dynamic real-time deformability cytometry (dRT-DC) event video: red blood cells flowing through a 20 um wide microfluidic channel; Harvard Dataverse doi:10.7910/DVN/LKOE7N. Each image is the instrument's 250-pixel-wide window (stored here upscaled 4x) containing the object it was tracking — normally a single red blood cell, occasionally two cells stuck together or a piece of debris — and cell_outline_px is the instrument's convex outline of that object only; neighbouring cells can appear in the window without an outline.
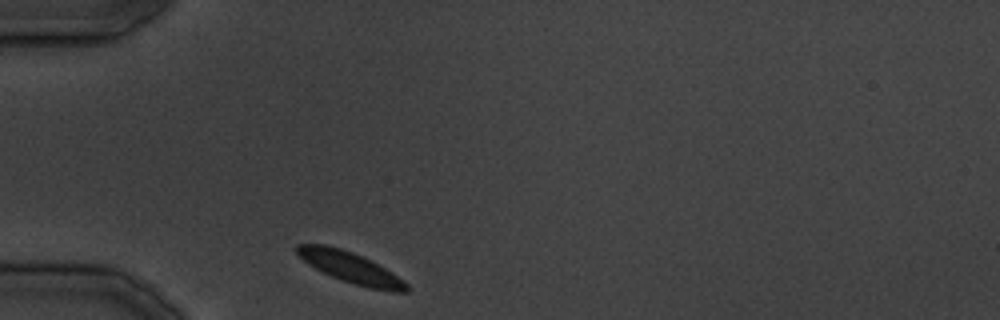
{"species": "common noctule bat (a hibernating species)", "species_latin": "Nyctalus noctula", "temperature_condition": "cold", "stored_images_in_passage": 14, "camera_frame_rate_fps": 3000, "um_per_image_px": 0.085, "animal": {"sex": "male", "body_mass_g": 19.5, "forearm_length_mm": 54.6}, "frame": {"image": 1, "passage_image": 1, "time_ms": 0.0, "image_size_px": [1000, 320], "cell_outline_px": [[408, 292], [392, 292], [368, 288], [340, 280], [308, 264], [296, 252], [296, 244], [324, 244], [340, 248], [352, 252], [392, 272], [404, 280], [408, 284]], "centroid_in_image_um": [29.81, 22.76], "position_along_channel_um": 55.2, "area_um2": 19.48}}
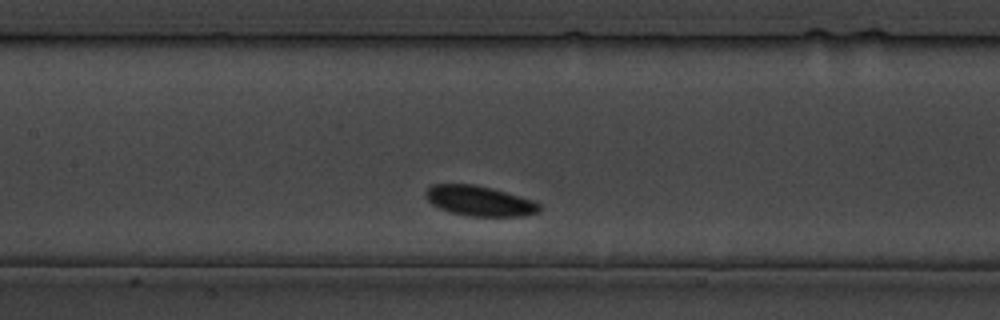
{"frame": {"image": 2, "passage_image": 8, "time_ms": 9.0, "image_size_px": [1000, 320], "cell_outline_px": [[540, 208], [536, 212], [524, 216], [468, 216], [448, 212], [432, 204], [424, 196], [424, 192], [432, 184], [472, 184], [492, 188], [520, 196], [532, 200], [540, 204]], "centroid_in_image_um": [40.71, 17.07], "position_along_channel_um": 166.7, "area_um2": 19.94}}
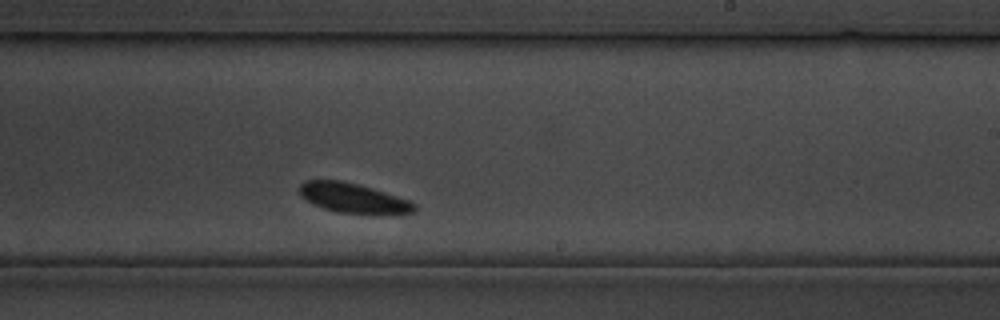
{"frame": {"image": 3, "passage_image": 14, "time_ms": 15.667, "image_size_px": [1000, 320], "cell_outline_px": [[416, 208], [412, 212], [396, 216], [336, 212], [324, 208], [300, 196], [300, 184], [308, 180], [340, 180], [360, 184], [408, 200], [416, 204]], "centroid_in_image_um": [30.09, 16.86], "position_along_channel_um": 258.9, "area_um2": 20.11}}